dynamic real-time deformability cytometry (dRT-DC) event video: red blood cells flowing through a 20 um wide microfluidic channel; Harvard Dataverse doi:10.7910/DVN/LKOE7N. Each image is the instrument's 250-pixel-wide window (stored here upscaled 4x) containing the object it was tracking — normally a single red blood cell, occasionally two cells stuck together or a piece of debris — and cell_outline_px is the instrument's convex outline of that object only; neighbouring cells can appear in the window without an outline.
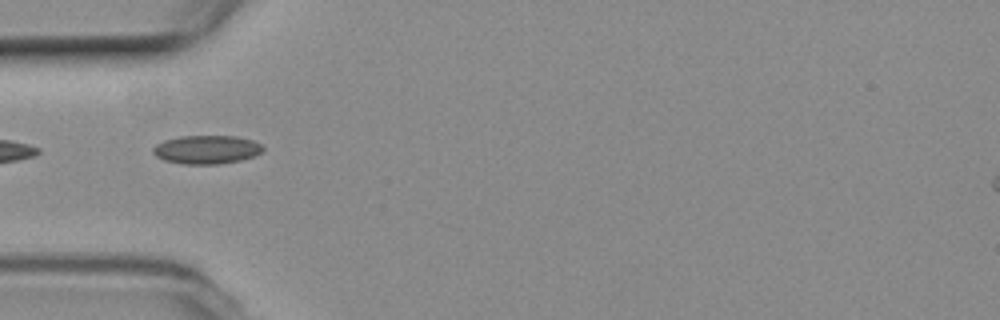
{"species": "common noctule bat (a hibernating species)", "species_latin": "Nyctalus noctula", "temperature_condition": "room temperature", "stored_images_in_passage": 31, "camera_frame_rate_fps": 3000, "um_per_image_px": 0.085, "animal": {"sex": "female", "body_mass_g": 19.3, "forearm_length_mm": 54.1}, "frame": {"image": 1, "passage_image": 2, "time_ms": 0.333, "image_size_px": [1000, 320], "cell_outline_px": [[264, 148], [256, 156], [240, 160], [220, 164], [184, 164], [164, 160], [156, 156], [152, 152], [152, 148], [156, 144], [164, 140], [180, 136], [236, 136], [252, 140], [260, 144]], "centroid_in_image_um": [17.55, 12.71], "position_along_channel_um": 67.5, "area_um2": 18.32}}
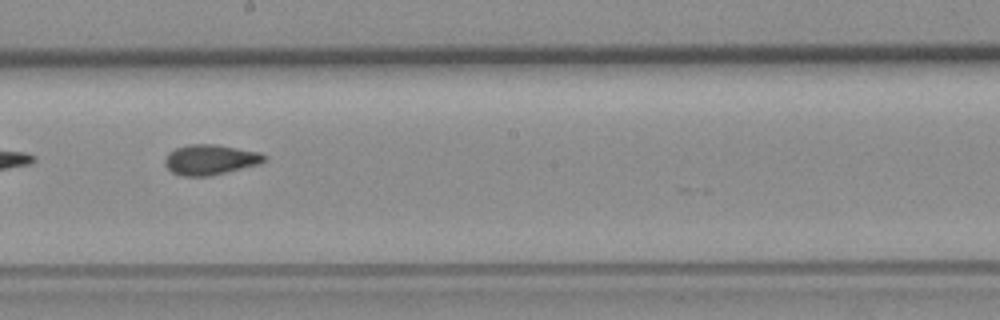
{"frame": {"image": 2, "passage_image": 15, "time_ms": 4.667, "image_size_px": [1000, 320], "cell_outline_px": [[264, 160], [256, 164], [208, 176], [180, 176], [172, 172], [164, 164], [164, 160], [168, 152], [176, 148], [188, 144], [216, 144], [260, 152], [264, 156]], "centroid_in_image_um": [17.79, 13.56], "position_along_channel_um": 230.4, "area_um2": 17.22}}
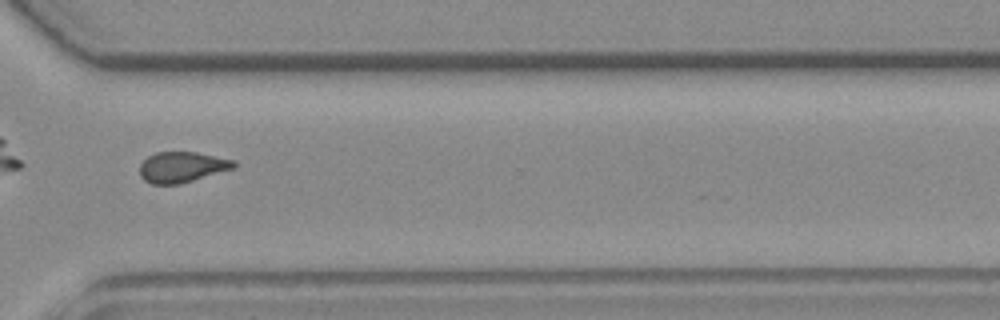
{"frame": {"image": 3, "passage_image": 25, "time_ms": 8.0, "image_size_px": [1000, 320], "cell_outline_px": [[236, 164], [232, 168], [180, 184], [152, 184], [144, 180], [140, 176], [140, 164], [148, 156], [156, 152], [196, 152], [236, 160]], "centroid_in_image_um": [15.44, 14.19], "position_along_channel_um": 355.2, "area_um2": 16.65}, "authors_computed_cell_mechanics": {"area_um2": 17.051, "velocity_mm_per_s": 3.7478, "shape_relaxation_time_tau1_ms": null, "shape_relaxation_time_tau2_ms": 1.5685, "deformation_change_tau1": null, "deformation_change_tau2": 0.06}}